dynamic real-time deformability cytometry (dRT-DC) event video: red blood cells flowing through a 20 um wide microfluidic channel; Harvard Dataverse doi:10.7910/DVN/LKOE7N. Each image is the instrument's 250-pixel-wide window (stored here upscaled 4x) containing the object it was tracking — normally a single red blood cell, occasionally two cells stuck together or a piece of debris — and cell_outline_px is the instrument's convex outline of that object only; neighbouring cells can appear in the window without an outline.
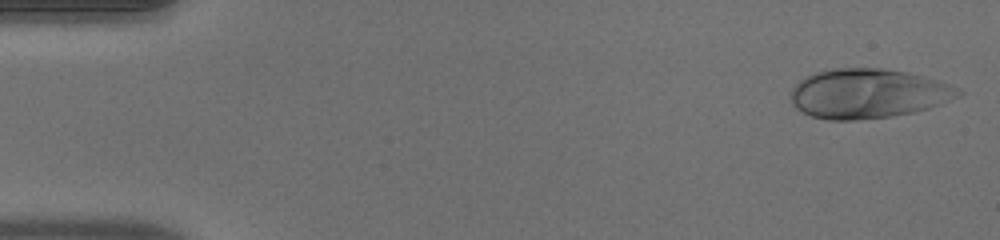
{"species": "human", "species_latin": "Homo sapiens", "temperature_condition": "warm", "stored_images_in_passage": 49, "camera_frame_rate_fps": 3000, "um_per_image_px": 0.085, "donor": {"sex": "male"}, "frame": {"image": 1, "passage_image": 1, "time_ms": 0.0, "image_size_px": [1000, 240], "cell_outline_px": [[964, 92], [960, 96], [940, 104], [928, 108], [912, 112], [892, 116], [856, 120], [828, 120], [812, 116], [796, 108], [792, 104], [788, 92], [804, 76], [816, 72], [832, 68], [880, 68], [904, 72], [924, 76], [948, 84]], "centroid_in_image_um": [73.73, 7.95], "position_along_channel_um": 11.3, "area_um2": 48.32}}
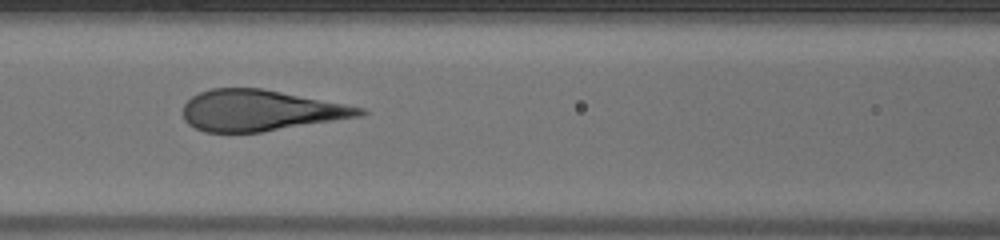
{"frame": {"image": 2, "passage_image": 21, "time_ms": 6.667, "image_size_px": [1000, 240], "cell_outline_px": [[368, 112], [360, 116], [260, 132], [204, 132], [188, 124], [184, 120], [184, 104], [192, 96], [200, 92], [212, 88], [260, 88], [364, 108]], "centroid_in_image_um": [22.08, 9.39], "position_along_channel_um": 144.5, "area_um2": 41.56}}
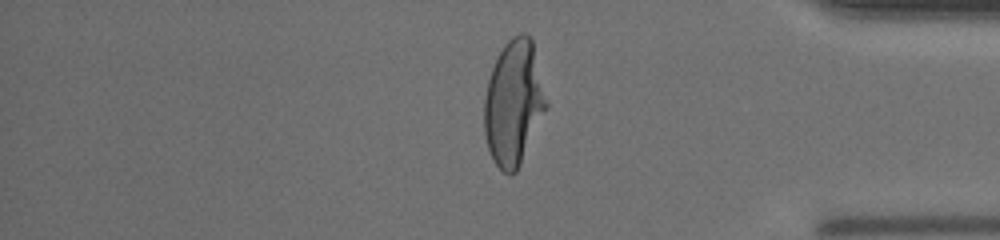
{"frame": {"image": 3, "passage_image": 41, "time_ms": 13.333, "image_size_px": [1000, 240], "cell_outline_px": [[548, 108], [516, 172], [512, 176], [504, 172], [496, 164], [488, 148], [484, 132], [484, 100], [488, 80], [492, 68], [504, 44], [512, 36], [520, 32], [524, 32], [532, 40], [548, 104]], "centroid_in_image_um": [43.67, 8.75], "position_along_channel_um": 391.5, "area_um2": 45.03}}